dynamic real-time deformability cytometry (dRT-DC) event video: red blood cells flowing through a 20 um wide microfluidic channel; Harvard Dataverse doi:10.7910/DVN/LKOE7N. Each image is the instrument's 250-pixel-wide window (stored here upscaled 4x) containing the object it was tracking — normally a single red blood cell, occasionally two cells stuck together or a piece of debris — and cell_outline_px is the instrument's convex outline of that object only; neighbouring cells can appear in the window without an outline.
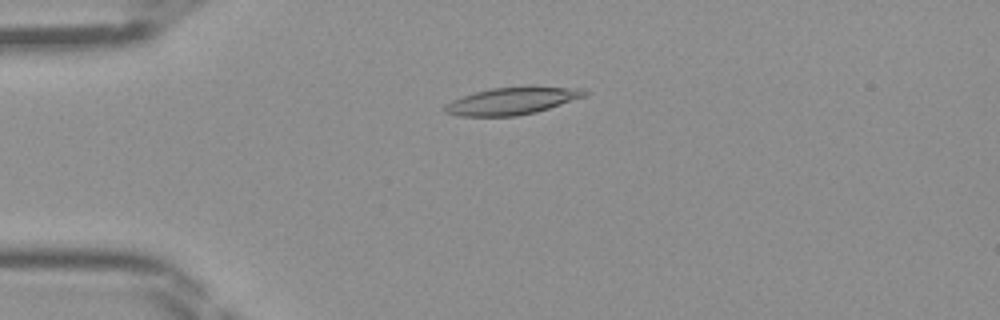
{"species": "Egyptian fruit bat (a non-hibernating species)", "species_latin": "Rousettus aegyptiacus", "temperature_condition": "room temperature", "stored_images_in_passage": 36, "camera_frame_rate_fps": 3000, "um_per_image_px": 0.085, "frame": {"image": 1, "passage_image": 2, "time_ms": 0.333, "image_size_px": [1000, 320], "cell_outline_px": [[588, 92], [584, 96], [536, 112], [516, 116], [456, 116], [444, 112], [440, 108], [444, 104], [452, 100], [476, 92], [492, 88], [584, 88]], "centroid_in_image_um": [43.4, 8.61], "position_along_channel_um": 41.6, "area_um2": 21.5}}
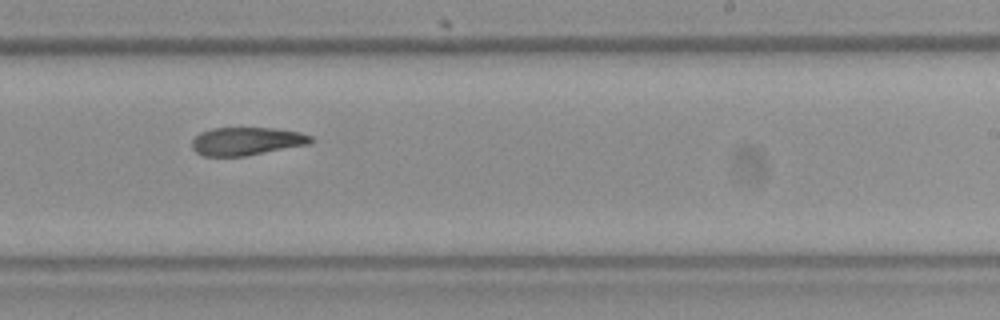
{"frame": {"image": 2, "passage_image": 19, "time_ms": 6.0, "image_size_px": [1000, 320], "cell_outline_px": [[316, 140], [312, 144], [248, 156], [204, 156], [196, 152], [192, 148], [192, 140], [200, 132], [212, 128], [272, 128], [300, 132], [312, 136]], "centroid_in_image_um": [21.02, 12.01], "position_along_channel_um": 268.0, "area_um2": 19.77}}
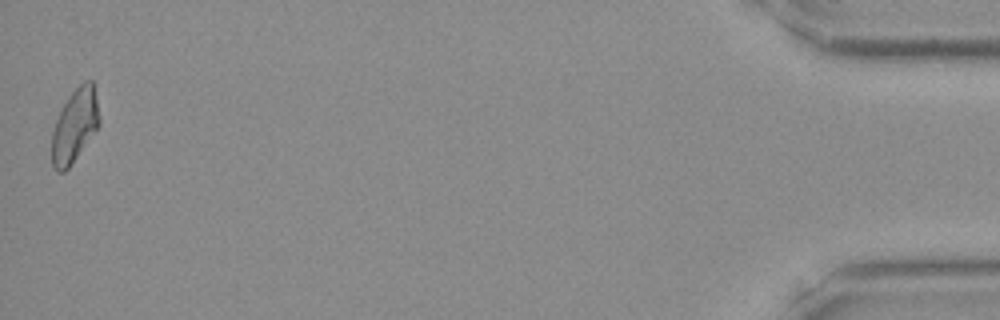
{"frame": {"image": 3, "passage_image": 36, "time_ms": 11.667, "image_size_px": [1000, 320], "cell_outline_px": [[100, 124], [68, 168], [64, 172], [56, 172], [52, 168], [52, 132], [56, 120], [68, 96], [84, 80], [92, 80], [100, 116]], "centroid_in_image_um": [6.34, 10.69], "position_along_channel_um": 428.9, "area_um2": 20.06}}